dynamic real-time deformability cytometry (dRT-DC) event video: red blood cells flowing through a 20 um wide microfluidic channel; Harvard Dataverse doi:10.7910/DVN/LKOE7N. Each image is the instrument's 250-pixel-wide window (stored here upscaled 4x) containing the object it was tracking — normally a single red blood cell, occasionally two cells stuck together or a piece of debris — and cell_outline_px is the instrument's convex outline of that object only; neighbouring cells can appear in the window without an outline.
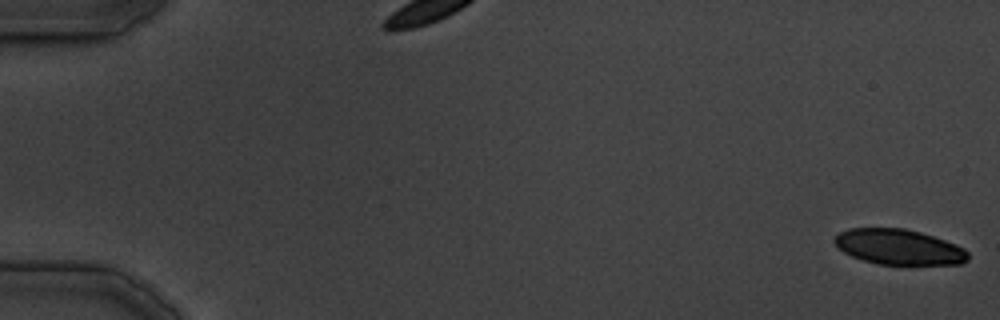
{"species": "common noctule bat (a hibernating species)", "species_latin": "Nyctalus noctula", "temperature_condition": "cold", "stored_images_in_passage": 38, "camera_frame_rate_fps": 3000, "um_per_image_px": 0.085, "animal": {"sex": "male", "body_mass_g": 19.5, "forearm_length_mm": 54.6}, "frame": {"image": 1, "passage_image": 1, "time_ms": 0.0, "image_size_px": [1000, 320], "cell_outline_px": [[968, 260], [960, 264], [880, 264], [864, 260], [852, 256], [844, 252], [832, 240], [840, 232], [848, 228], [904, 228], [920, 232], [956, 244], [964, 248], [968, 252]], "centroid_in_image_um": [76.41, 20.98], "position_along_channel_um": 8.6, "area_um2": 27.28}}